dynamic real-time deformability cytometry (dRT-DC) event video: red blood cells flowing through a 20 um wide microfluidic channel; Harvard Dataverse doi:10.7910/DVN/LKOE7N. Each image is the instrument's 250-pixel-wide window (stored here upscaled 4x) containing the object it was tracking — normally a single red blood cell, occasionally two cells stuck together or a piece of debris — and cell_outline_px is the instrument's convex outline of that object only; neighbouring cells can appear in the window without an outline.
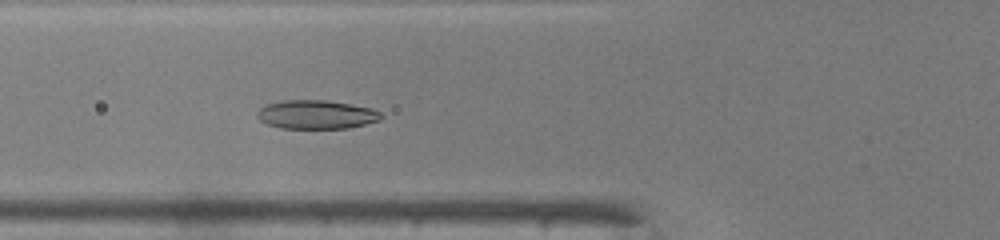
{"species": "common noctule bat (a hibernating species)", "species_latin": "Nyctalus noctula", "temperature_condition": "warm", "stored_images_in_passage": 34, "camera_frame_rate_fps": 3000, "um_per_image_px": 0.085, "animal": {"sex": "male", "body_mass_g": 19.0, "forearm_length_mm": 50.8}, "frame": {"image": 1, "passage_image": 4, "time_ms": 1.0, "image_size_px": [1000, 240], "cell_outline_px": [[384, 116], [380, 120], [348, 128], [280, 128], [268, 124], [260, 120], [256, 116], [256, 112], [264, 104], [284, 100], [328, 100], [372, 108], [380, 112]], "centroid_in_image_um": [26.87, 9.73], "position_along_channel_um": 98.9, "area_um2": 20.87}}
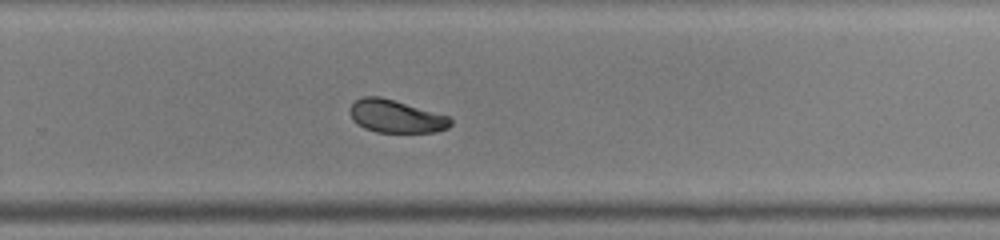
{"frame": {"image": 2, "passage_image": 18, "time_ms": 5.667, "image_size_px": [1000, 240], "cell_outline_px": [[452, 124], [448, 128], [436, 132], [376, 132], [364, 128], [356, 124], [352, 120], [348, 112], [348, 108], [356, 100], [364, 96], [380, 96], [448, 116], [452, 120]], "centroid_in_image_um": [33.61, 9.89], "position_along_channel_um": 296.2, "area_um2": 19.31}}
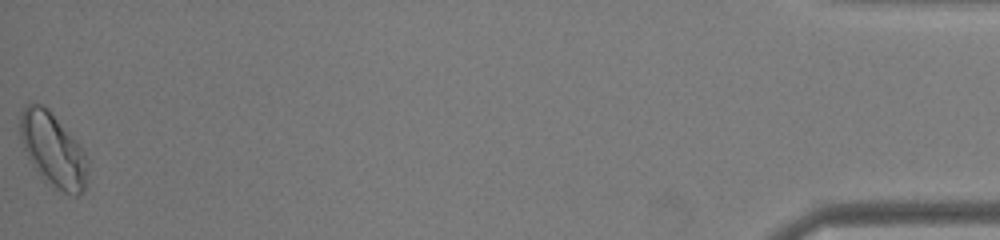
{"frame": {"image": 3, "passage_image": 34, "time_ms": 11.0, "image_size_px": [1000, 240], "cell_outline_px": [[88, 164], [84, 188], [76, 196], [72, 196], [64, 192], [44, 180], [36, 172], [24, 148], [20, 136], [20, 112], [28, 104], [40, 104], [48, 108], [84, 152], [88, 160]], "centroid_in_image_um": [4.48, 12.74], "position_along_channel_um": 430.7, "area_um2": 28.38}, "authors_computed_cell_mechanics": {"area_um2": 20.3745, "velocity_mm_per_s": 4.2329, "shape_relaxation_time_tau1_ms": 3.0795, "shape_relaxation_time_tau2_ms": 3.1994, "deformation_change_tau1": 0.1002, "deformation_change_tau2": 0.0697}}